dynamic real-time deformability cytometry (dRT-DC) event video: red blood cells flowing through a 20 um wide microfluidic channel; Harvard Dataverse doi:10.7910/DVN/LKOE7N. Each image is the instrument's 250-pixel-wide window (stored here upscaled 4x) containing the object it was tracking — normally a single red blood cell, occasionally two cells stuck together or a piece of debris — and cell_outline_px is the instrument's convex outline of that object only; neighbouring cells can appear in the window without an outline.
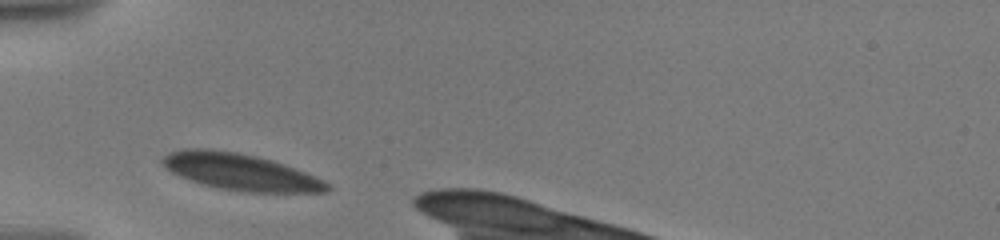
{"species": "human", "species_latin": "Homo sapiens", "temperature_condition": "warm", "stored_images_in_passage": 10, "segment_of_instrument_passage": [1, 2], "camera_frame_rate_fps": 3000, "um_per_image_px": 0.085, "donor": {"sex": "male"}, "frame": {"image": 1, "passage_image": 1, "time_ms": 0.0, "image_size_px": [1000, 240], "cell_outline_px": [[332, 188], [328, 192], [244, 192], [220, 188], [204, 184], [180, 176], [172, 172], [160, 160], [164, 156], [172, 152], [184, 148], [208, 148], [236, 152], [256, 156], [272, 160], [304, 172], [328, 184]], "centroid_in_image_um": [20.42, 14.61], "position_along_channel_um": 64.6, "area_um2": 34.51}}
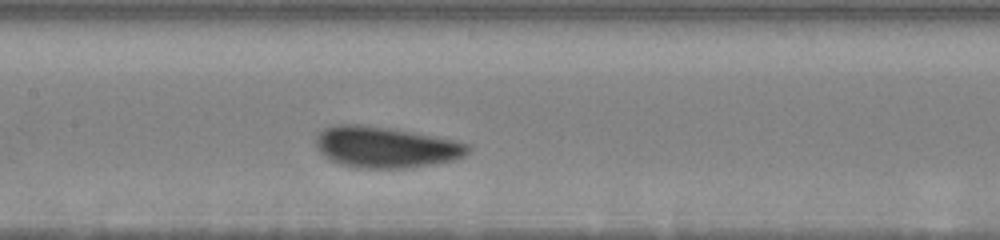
{"frame": {"image": 2, "passage_image": 7, "time_ms": 3.333, "image_size_px": [1000, 240], "cell_outline_px": [[468, 152], [464, 156], [452, 160], [432, 164], [404, 168], [352, 168], [340, 164], [324, 156], [316, 148], [316, 136], [324, 128], [336, 124], [360, 124], [412, 132], [452, 140], [468, 144]], "centroid_in_image_um": [32.71, 12.51], "position_along_channel_um": 174.7, "area_um2": 36.07}}
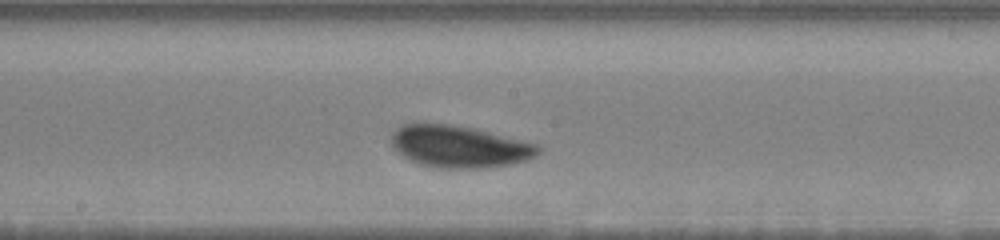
{"frame": {"image": 3, "passage_image": 9, "time_ms": 4.333, "image_size_px": [1000, 240], "cell_outline_px": [[540, 152], [536, 156], [528, 160], [512, 164], [480, 168], [440, 168], [420, 164], [404, 156], [392, 148], [392, 132], [396, 128], [404, 124], [420, 120], [424, 120], [472, 128], [540, 144]], "centroid_in_image_um": [39.02, 12.42], "position_along_channel_um": 209.2, "area_um2": 36.47}}